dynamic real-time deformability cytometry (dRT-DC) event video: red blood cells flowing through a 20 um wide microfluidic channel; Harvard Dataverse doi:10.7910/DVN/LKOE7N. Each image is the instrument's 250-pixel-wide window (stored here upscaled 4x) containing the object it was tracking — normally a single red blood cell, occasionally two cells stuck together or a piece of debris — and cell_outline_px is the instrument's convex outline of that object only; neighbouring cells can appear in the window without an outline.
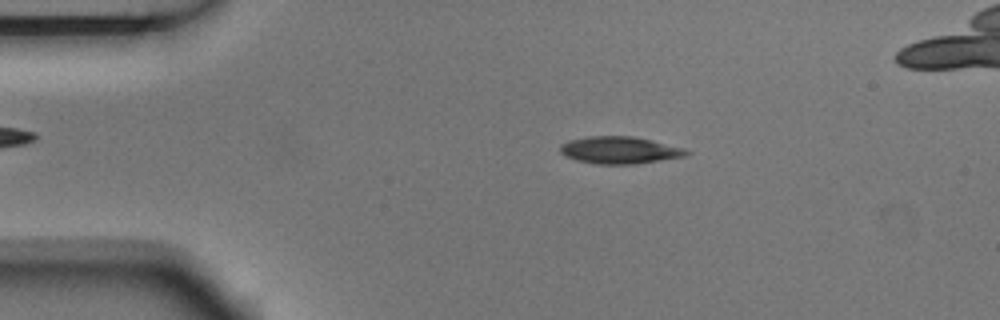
{"species": "Egyptian fruit bat (a non-hibernating species)", "species_latin": "Rousettus aegyptiacus", "temperature_condition": "room temperature", "stored_images_in_passage": 2, "camera_frame_rate_fps": 3000, "um_per_image_px": 0.085, "animal": {"sex": "male"}, "frame": {"image": 1, "passage_image": 1, "time_ms": 0.0, "image_size_px": [1000, 320], "cell_outline_px": [[692, 152], [684, 156], [636, 164], [596, 164], [576, 160], [564, 156], [560, 152], [560, 144], [568, 140], [588, 136], [632, 136], [684, 148]], "centroid_in_image_um": [52.62, 12.76], "position_along_channel_um": 32.4, "area_um2": 19.94}}